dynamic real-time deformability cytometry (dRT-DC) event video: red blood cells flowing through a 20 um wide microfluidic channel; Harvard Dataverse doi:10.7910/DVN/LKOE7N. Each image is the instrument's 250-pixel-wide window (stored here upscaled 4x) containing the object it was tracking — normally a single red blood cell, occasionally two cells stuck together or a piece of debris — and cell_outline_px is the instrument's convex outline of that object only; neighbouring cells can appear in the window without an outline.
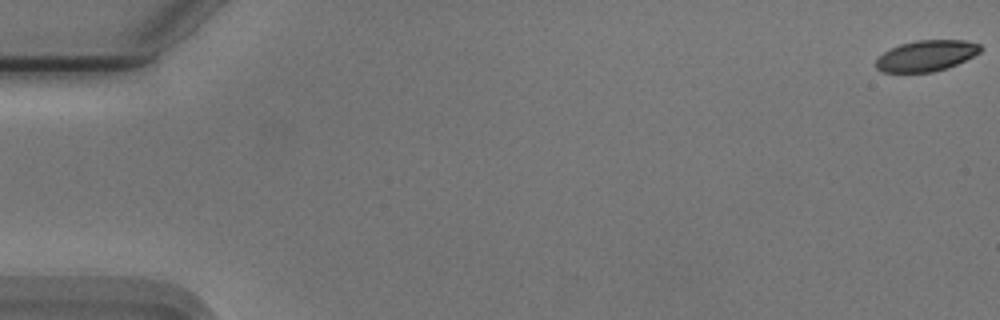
{"species": "Egyptian fruit bat (a non-hibernating species)", "species_latin": "Rousettus aegyptiacus", "temperature_condition": "cold", "stored_images_in_passage": 56, "camera_frame_rate_fps": 3000, "um_per_image_px": 0.085, "animal": {"sex": "male"}, "frame": {"image": 1, "passage_image": 1, "time_ms": 0.0, "image_size_px": [1000, 320], "cell_outline_px": [[980, 52], [956, 64], [932, 72], [884, 72], [876, 68], [876, 60], [884, 52], [900, 44], [916, 40], [964, 40], [980, 44]], "centroid_in_image_um": [78.72, 4.73], "position_along_channel_um": 6.3, "area_um2": 18.5}}
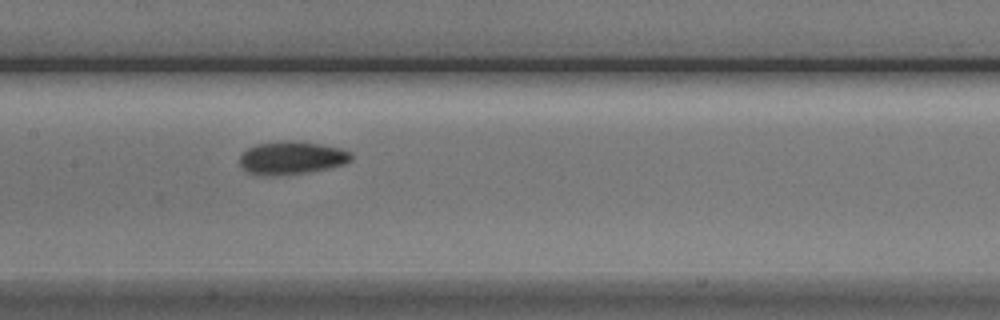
{"frame": {"image": 2, "passage_image": 28, "time_ms": 9.0, "image_size_px": [1000, 320], "cell_outline_px": [[352, 160], [344, 164], [328, 168], [308, 172], [276, 176], [260, 176], [248, 172], [240, 164], [240, 156], [248, 148], [256, 144], [288, 140], [296, 140], [320, 144], [340, 148], [352, 152]], "centroid_in_image_um": [24.8, 13.42], "position_along_channel_um": 182.6, "area_um2": 21.62}}
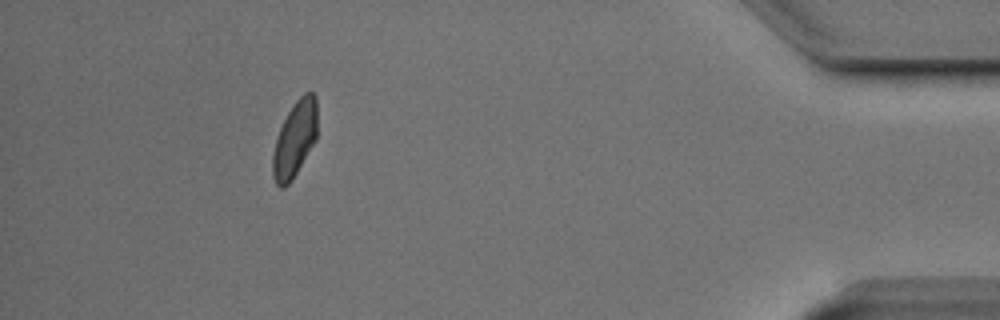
{"frame": {"image": 3, "passage_image": 51, "time_ms": 16.667, "image_size_px": [1000, 320], "cell_outline_px": [[316, 140], [292, 180], [284, 188], [280, 188], [276, 184], [272, 176], [272, 156], [276, 140], [280, 128], [288, 112], [296, 100], [304, 92], [312, 92], [316, 96]], "centroid_in_image_um": [25.05, 11.85], "position_along_channel_um": 410.2, "area_um2": 19.59}, "authors_computed_cell_mechanics": {"area_um2": 20.23, "velocity_mm_per_s": 3.7242, "shape_relaxation_time_tau1_ms": 3.1317, "shape_relaxation_time_tau2_ms": 2.1576, "deformation_change_tau1": 0.1092, "deformation_change_tau2": 0.0632}}